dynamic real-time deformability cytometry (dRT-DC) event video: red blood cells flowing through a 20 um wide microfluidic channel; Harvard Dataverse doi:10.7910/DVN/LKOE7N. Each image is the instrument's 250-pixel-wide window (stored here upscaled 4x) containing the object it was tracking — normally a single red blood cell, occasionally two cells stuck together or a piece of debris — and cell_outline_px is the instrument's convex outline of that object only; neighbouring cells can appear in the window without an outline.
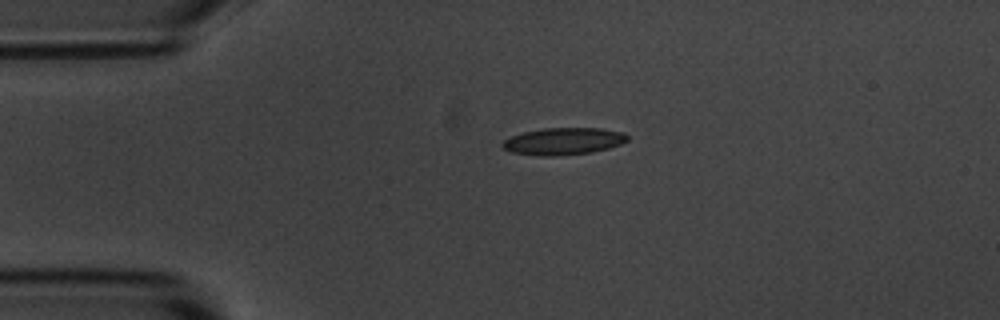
{"species": "common noctule bat (a hibernating species)", "species_latin": "Nyctalus noctula", "temperature_condition": "room temperature", "stored_images_in_passage": 3, "camera_frame_rate_fps": 3000, "um_per_image_px": 0.085, "animal": {"sex": "male", "body_mass_g": 20.1, "forearm_length_mm": 53.5}, "frame": {"image": 1, "passage_image": 2, "time_ms": 1.0, "image_size_px": [1000, 320], "cell_outline_px": [[628, 140], [620, 144], [608, 148], [592, 152], [552, 156], [544, 156], [512, 152], [504, 148], [500, 144], [504, 140], [512, 136], [524, 132], [544, 128], [600, 128], [624, 132], [628, 136]], "centroid_in_image_um": [47.91, 12.0], "position_along_channel_um": 37.1, "area_um2": 19.54}}